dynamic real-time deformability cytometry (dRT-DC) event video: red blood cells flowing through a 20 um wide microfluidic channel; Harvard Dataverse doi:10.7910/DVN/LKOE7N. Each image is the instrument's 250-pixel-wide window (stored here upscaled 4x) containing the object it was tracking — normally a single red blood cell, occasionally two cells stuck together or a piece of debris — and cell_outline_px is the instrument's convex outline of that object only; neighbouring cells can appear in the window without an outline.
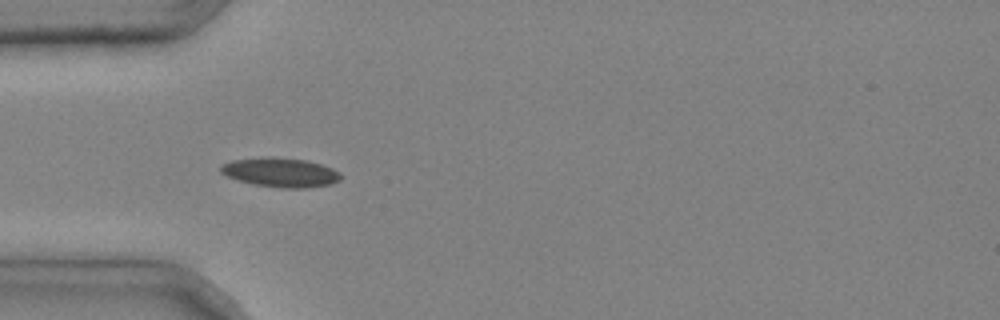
{"species": "common noctule bat (a hibernating species)", "species_latin": "Nyctalus noctula", "temperature_condition": "cold", "stored_images_in_passage": 4, "camera_frame_rate_fps": 3000, "um_per_image_px": 0.085, "animal": {"sex": "male", "body_mass_g": 20.4}, "frame": {"image": 1, "passage_image": 2, "time_ms": 0.333, "image_size_px": [1000, 320], "cell_outline_px": [[344, 176], [340, 180], [332, 184], [308, 188], [280, 188], [252, 184], [228, 176], [220, 172], [220, 164], [232, 160], [304, 160], [320, 164], [332, 168], [340, 172]], "centroid_in_image_um": [23.92, 14.72], "position_along_channel_um": 61.1, "area_um2": 19.59}}